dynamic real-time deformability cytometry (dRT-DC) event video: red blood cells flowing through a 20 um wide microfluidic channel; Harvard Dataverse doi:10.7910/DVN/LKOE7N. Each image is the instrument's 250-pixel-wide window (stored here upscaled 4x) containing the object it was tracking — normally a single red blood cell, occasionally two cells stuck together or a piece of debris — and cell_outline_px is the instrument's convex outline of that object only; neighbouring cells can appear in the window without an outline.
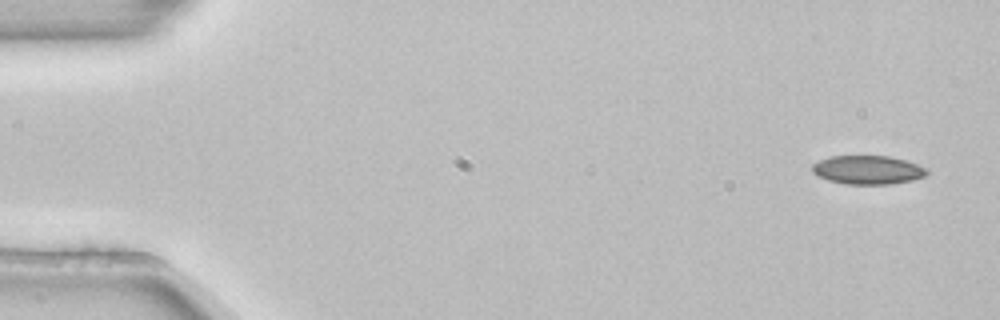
{"species": "common noctule bat (a hibernating species)", "species_latin": "Nyctalus noctula", "temperature_condition": "room temperature", "stored_images_in_passage": 3, "camera_frame_rate_fps": 3000, "um_per_image_px": 0.085, "animal": {"sex": "female", "body_mass_g": 22.7, "forearm_length_mm": 54.2}, "frame": {"image": 1, "passage_image": 1, "time_ms": 0.0, "image_size_px": [1000, 320], "cell_outline_px": [[928, 172], [924, 176], [912, 180], [892, 184], [844, 184], [828, 180], [816, 176], [812, 172], [812, 164], [828, 156], [892, 156], [928, 168]], "centroid_in_image_um": [73.73, 14.44], "position_along_channel_um": 11.3, "area_um2": 19.31}}
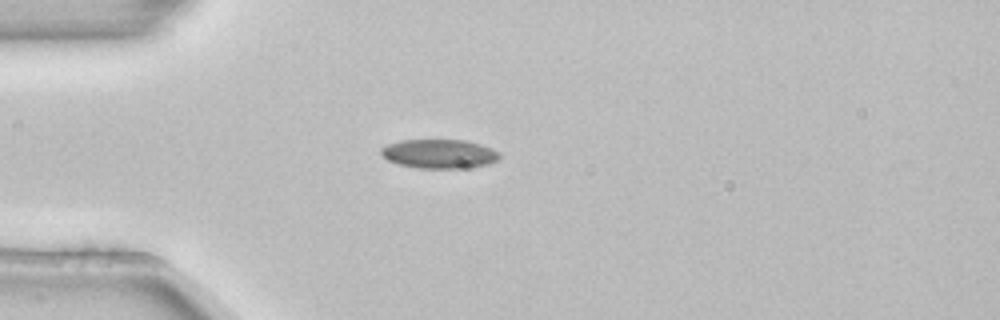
{"frame": {"image": 2, "passage_image": 3, "time_ms": 0.667, "image_size_px": [1000, 320], "cell_outline_px": [[500, 156], [496, 160], [488, 164], [456, 168], [420, 168], [400, 164], [388, 160], [380, 152], [380, 148], [388, 144], [400, 140], [464, 140], [480, 144], [492, 148], [500, 152]], "centroid_in_image_um": [37.33, 13.06], "position_along_channel_um": 47.7, "area_um2": 19.83}}